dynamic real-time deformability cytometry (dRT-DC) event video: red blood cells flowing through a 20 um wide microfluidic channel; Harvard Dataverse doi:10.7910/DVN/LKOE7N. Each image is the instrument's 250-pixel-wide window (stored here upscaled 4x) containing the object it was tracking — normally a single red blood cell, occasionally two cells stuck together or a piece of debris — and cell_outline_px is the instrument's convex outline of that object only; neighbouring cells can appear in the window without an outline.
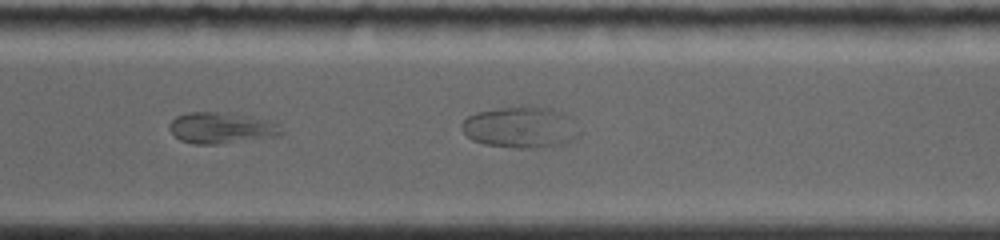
{"species": "common noctule bat (a hibernating species)", "species_latin": "Nyctalus noctula", "temperature_condition": "room temperature", "stored_images_in_passage": 38, "camera_frame_rate_fps": 4000, "um_per_image_px": 0.085, "animal": {"sex": "female", "body_mass_g": 19.0, "forearm_length_mm": 56.7}, "frame": {"image": 1, "passage_image": 32, "time_ms": 7.5, "image_size_px": [1000, 240], "cell_outline_px": [[284, 132], [276, 136], [216, 144], [196, 144], [180, 140], [168, 128], [168, 124], [176, 116], [188, 112], [216, 112], [252, 116], [276, 124]], "centroid_in_image_um": [18.75, 10.87], "position_along_channel_um": 351.8, "area_um2": 19.94}}